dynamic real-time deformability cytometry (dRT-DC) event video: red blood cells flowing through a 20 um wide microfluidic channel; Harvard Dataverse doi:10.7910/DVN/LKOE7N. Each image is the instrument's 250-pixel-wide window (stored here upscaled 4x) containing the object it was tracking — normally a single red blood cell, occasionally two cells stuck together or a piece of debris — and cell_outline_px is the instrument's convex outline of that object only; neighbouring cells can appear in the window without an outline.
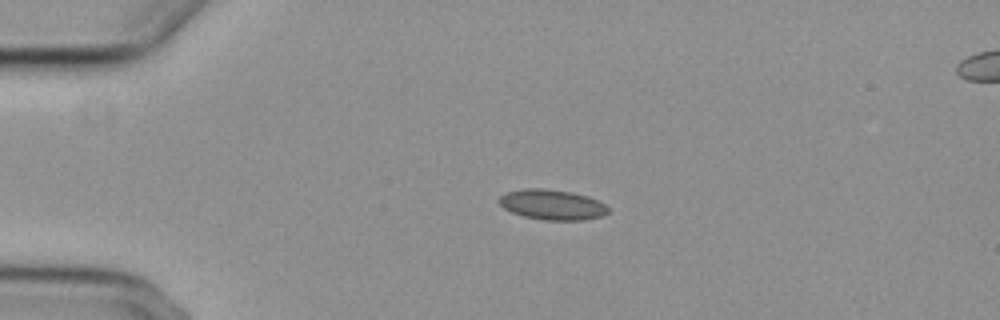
{"species": "common noctule bat (a hibernating species)", "species_latin": "Nyctalus noctula", "temperature_condition": "cold", "stored_images_in_passage": 44, "camera_frame_rate_fps": 3000, "um_per_image_px": 0.085, "animal": {"sex": "female", "body_mass_g": 29.2, "forearm_length_mm": 56.3}, "frame": {"image": 1, "passage_image": 1, "time_ms": 0.0, "image_size_px": [1000, 320], "cell_outline_px": [[608, 212], [604, 216], [584, 220], [544, 220], [524, 216], [512, 212], [504, 208], [496, 200], [500, 196], [508, 192], [524, 188], [544, 188], [572, 192], [588, 196], [604, 204], [608, 208]], "centroid_in_image_um": [46.93, 17.39], "position_along_channel_um": 38.1, "area_um2": 19.25}}
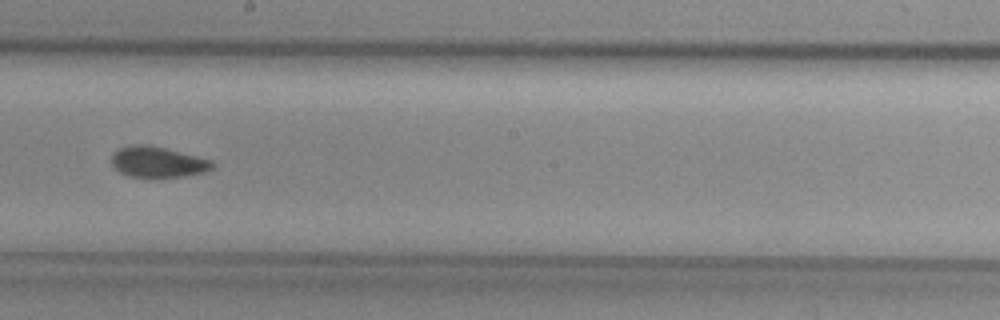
{"frame": {"image": 2, "passage_image": 20, "time_ms": 6.333, "image_size_px": [1000, 320], "cell_outline_px": [[212, 168], [204, 172], [184, 176], [160, 180], [152, 180], [128, 176], [120, 172], [112, 164], [112, 156], [120, 148], [132, 144], [148, 144], [212, 160]], "centroid_in_image_um": [13.39, 13.82], "position_along_channel_um": 234.8, "area_um2": 18.5}}
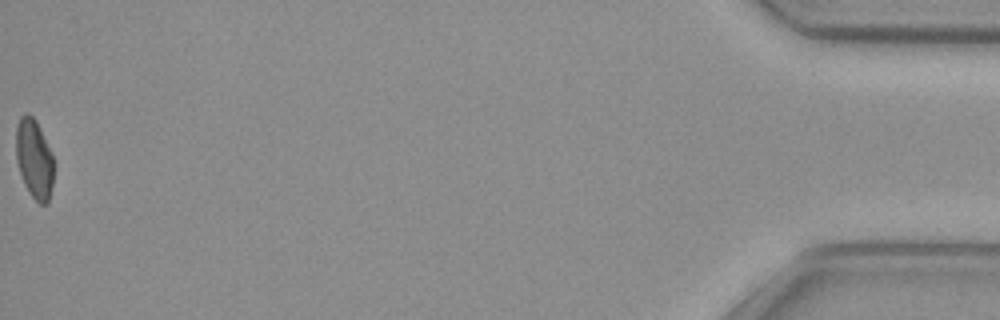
{"frame": {"image": 3, "passage_image": 44, "time_ms": 14.333, "image_size_px": [1000, 320], "cell_outline_px": [[52, 184], [48, 204], [40, 204], [28, 192], [24, 184], [16, 160], [16, 128], [20, 116], [24, 112], [28, 112], [36, 120], [52, 156]], "centroid_in_image_um": [2.87, 13.49], "position_along_channel_um": 432.3, "area_um2": 17.22}, "authors_computed_cell_mechanics": {"area_um2": 18.2648, "velocity_mm_per_s": 3.7257, "shape_relaxation_time_tau1_ms": null, "shape_relaxation_time_tau2_ms": 6.7484, "deformation_change_tau1": null, "deformation_change_tau2": 0.0692}}